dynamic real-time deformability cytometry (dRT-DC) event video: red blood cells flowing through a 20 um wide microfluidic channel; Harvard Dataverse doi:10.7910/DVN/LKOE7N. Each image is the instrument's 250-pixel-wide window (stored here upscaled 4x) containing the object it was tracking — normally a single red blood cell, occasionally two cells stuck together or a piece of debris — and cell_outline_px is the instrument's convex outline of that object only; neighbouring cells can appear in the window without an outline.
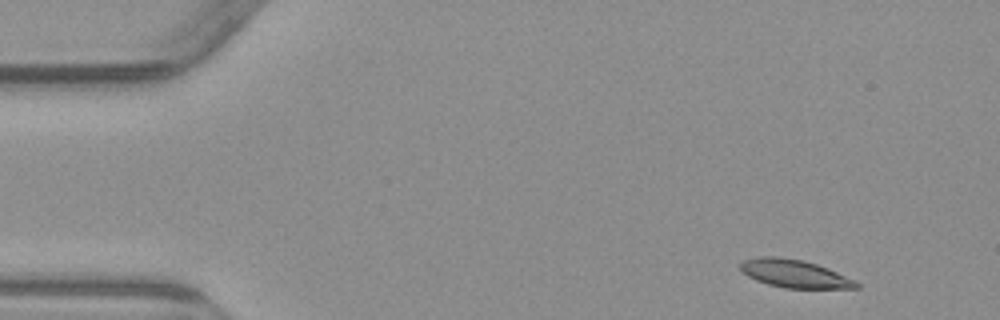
{"species": "common noctule bat (a hibernating species)", "species_latin": "Nyctalus noctula", "temperature_condition": "warm", "stored_images_in_passage": 4, "camera_frame_rate_fps": 3000, "um_per_image_px": 0.085, "animal": {"sex": "male", "body_mass_g": 23.1, "forearm_length_mm": 52.7}, "frame": {"image": 1, "passage_image": 1, "time_ms": 0.0, "image_size_px": [1000, 320], "cell_outline_px": [[860, 288], [784, 288], [768, 284], [756, 280], [748, 276], [740, 268], [740, 264], [744, 260], [760, 256], [776, 256], [804, 260], [828, 268], [856, 280], [860, 284]], "centroid_in_image_um": [67.56, 23.26], "position_along_channel_um": 17.4, "area_um2": 18.9}}
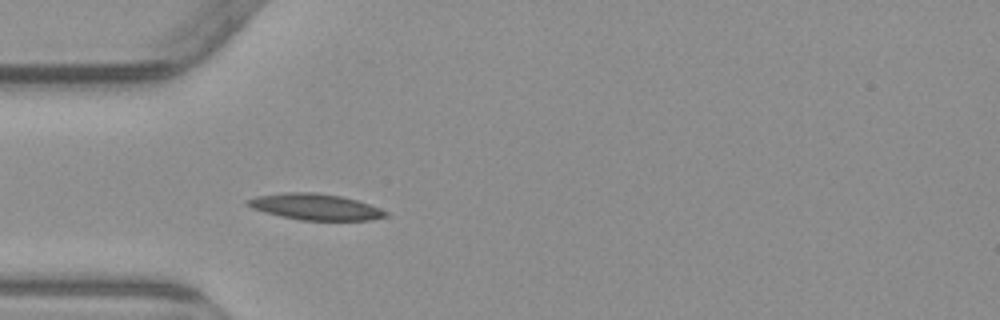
{"frame": {"image": 2, "passage_image": 4, "time_ms": 3.667, "image_size_px": [1000, 320], "cell_outline_px": [[388, 216], [368, 220], [300, 220], [280, 216], [264, 212], [252, 208], [244, 204], [244, 200], [256, 196], [284, 192], [316, 192], [340, 196], [356, 200], [380, 208], [388, 212]], "centroid_in_image_um": [26.75, 17.57], "position_along_channel_um": 58.3, "area_um2": 21.1}}